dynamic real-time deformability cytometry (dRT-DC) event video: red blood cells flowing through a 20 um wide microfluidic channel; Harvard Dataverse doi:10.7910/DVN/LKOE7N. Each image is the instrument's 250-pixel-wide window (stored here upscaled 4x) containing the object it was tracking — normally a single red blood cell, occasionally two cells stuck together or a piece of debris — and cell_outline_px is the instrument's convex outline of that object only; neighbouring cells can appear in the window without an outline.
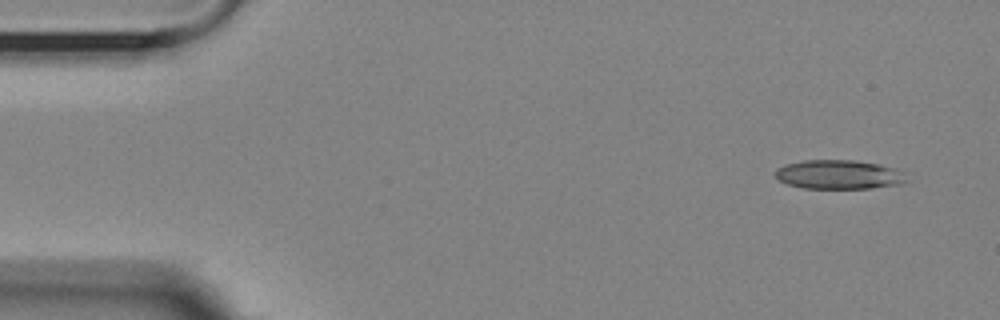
{"species": "Egyptian fruit bat (a non-hibernating species)", "species_latin": "Rousettus aegyptiacus", "temperature_condition": "room temperature", "stored_images_in_passage": 3, "camera_frame_rate_fps": 3000, "um_per_image_px": 0.085, "animal": {"sex": "female"}, "frame": {"image": 1, "passage_image": 1, "time_ms": 0.0, "image_size_px": [1000, 320], "cell_outline_px": [[904, 184], [872, 188], [804, 188], [788, 184], [780, 180], [776, 176], [776, 168], [784, 164], [804, 160], [856, 160], [880, 164], [896, 168], [904, 180]], "centroid_in_image_um": [71.26, 14.83], "position_along_channel_um": 13.7, "area_um2": 22.08}}